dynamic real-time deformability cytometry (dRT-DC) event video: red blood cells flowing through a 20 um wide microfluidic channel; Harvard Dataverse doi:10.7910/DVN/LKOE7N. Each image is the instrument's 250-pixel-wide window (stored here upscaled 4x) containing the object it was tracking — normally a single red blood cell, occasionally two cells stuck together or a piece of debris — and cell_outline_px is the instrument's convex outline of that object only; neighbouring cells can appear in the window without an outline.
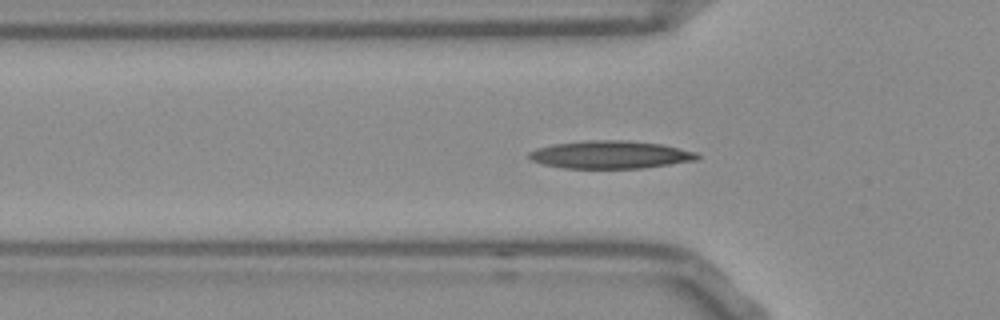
{"species": "Egyptian fruit bat (a non-hibernating species)", "species_latin": "Rousettus aegyptiacus", "temperature_condition": "room temperature", "stored_images_in_passage": 43, "segment_of_instrument_passage": [1, 2], "camera_frame_rate_fps": 3000, "um_per_image_px": 0.085, "frame": {"image": 1, "passage_image": 6, "time_ms": 1.667, "image_size_px": [1000, 320], "cell_outline_px": [[700, 156], [696, 160], [644, 168], [564, 168], [544, 164], [532, 160], [528, 156], [528, 152], [536, 148], [552, 144], [588, 140], [628, 140], [664, 144], [696, 152]], "centroid_in_image_um": [51.89, 13.14], "position_along_channel_um": 73.9, "area_um2": 27.34}}
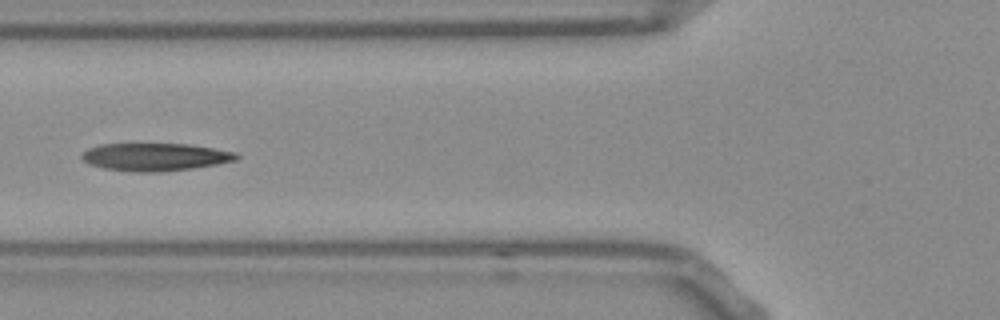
{"frame": {"image": 2, "passage_image": 9, "time_ms": 2.667, "image_size_px": [1000, 320], "cell_outline_px": [[240, 156], [236, 160], [216, 164], [192, 168], [164, 172], [132, 172], [104, 168], [88, 164], [80, 156], [88, 148], [100, 144], [188, 144], [236, 152]], "centroid_in_image_um": [13.17, 13.34], "position_along_channel_um": 112.6, "area_um2": 24.97}}
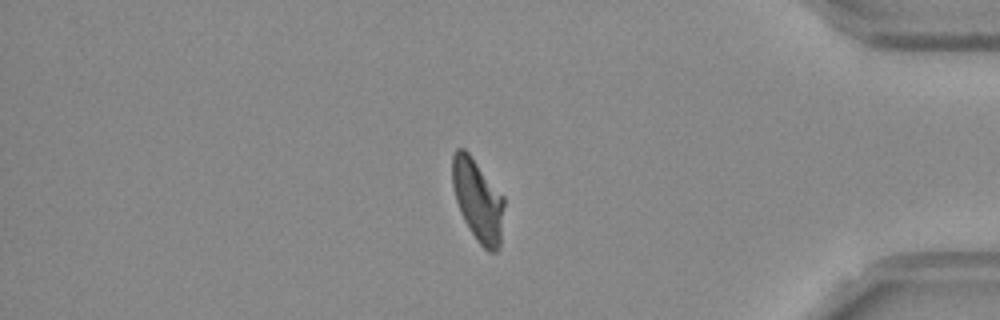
{"frame": {"image": 3, "passage_image": 34, "time_ms": 11.0, "image_size_px": [1000, 320], "cell_outline_px": [[504, 204], [500, 244], [496, 252], [488, 252], [476, 240], [468, 228], [460, 212], [456, 200], [452, 184], [452, 156], [456, 148], [464, 148], [468, 152], [504, 196]], "centroid_in_image_um": [40.61, 17.02], "position_along_channel_um": 394.6, "area_um2": 24.74}}